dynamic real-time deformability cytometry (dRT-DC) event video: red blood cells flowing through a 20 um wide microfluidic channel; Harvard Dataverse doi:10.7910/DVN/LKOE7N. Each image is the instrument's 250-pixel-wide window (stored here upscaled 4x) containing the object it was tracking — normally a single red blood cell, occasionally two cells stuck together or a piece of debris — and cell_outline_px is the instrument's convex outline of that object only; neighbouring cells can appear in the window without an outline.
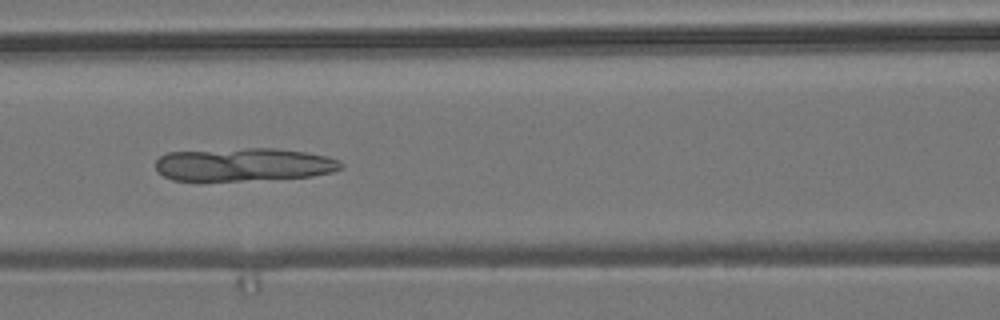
{"species": "common noctule bat (a hibernating species)", "species_latin": "Nyctalus noctula", "temperature_condition": "room temperature", "stored_images_in_passage": 54, "camera_frame_rate_fps": 3000, "um_per_image_px": 0.085, "animal": {"sex": "male", "body_mass_g": 19.2, "forearm_length_mm": 51.8}, "frame": {"image": 1, "passage_image": 23, "time_ms": 7.333, "image_size_px": [1000, 320], "cell_outline_px": [[344, 164], [340, 168], [332, 172], [312, 176], [240, 180], [172, 180], [164, 176], [156, 168], [156, 160], [160, 156], [168, 152], [248, 148], [276, 148], [304, 152], [328, 156]], "centroid_in_image_um": [20.71, 13.97], "position_along_channel_um": 145.9, "area_um2": 35.37}}
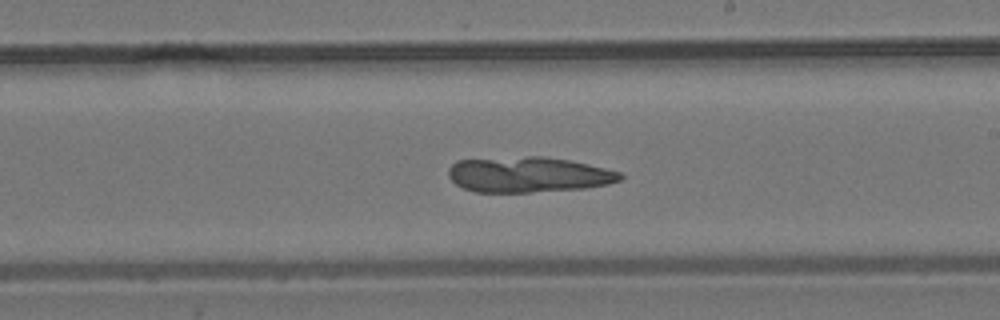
{"frame": {"image": 2, "passage_image": 31, "time_ms": 10.0, "image_size_px": [1000, 320], "cell_outline_px": [[624, 176], [620, 180], [608, 184], [588, 188], [528, 192], [476, 192], [464, 188], [456, 184], [448, 176], [448, 168], [456, 160], [528, 156], [544, 156], [568, 160], [588, 164], [620, 172]], "centroid_in_image_um": [44.9, 14.84], "position_along_channel_um": 244.1, "area_um2": 35.55}}
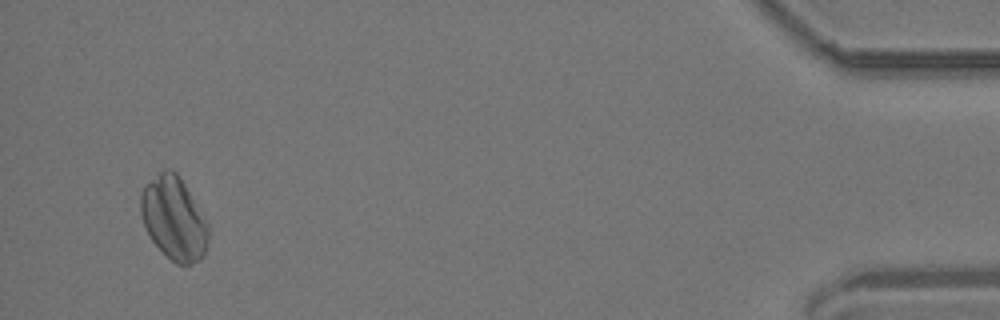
{"frame": {"image": 3, "passage_image": 52, "time_ms": 17.0, "image_size_px": [1000, 320], "cell_outline_px": [[208, 240], [204, 256], [200, 260], [192, 264], [176, 264], [152, 240], [144, 224], [140, 212], [140, 196], [144, 184], [164, 168], [172, 168], [176, 172], [208, 220]], "centroid_in_image_um": [14.79, 18.53], "position_along_channel_um": 420.4, "area_um2": 32.83}}